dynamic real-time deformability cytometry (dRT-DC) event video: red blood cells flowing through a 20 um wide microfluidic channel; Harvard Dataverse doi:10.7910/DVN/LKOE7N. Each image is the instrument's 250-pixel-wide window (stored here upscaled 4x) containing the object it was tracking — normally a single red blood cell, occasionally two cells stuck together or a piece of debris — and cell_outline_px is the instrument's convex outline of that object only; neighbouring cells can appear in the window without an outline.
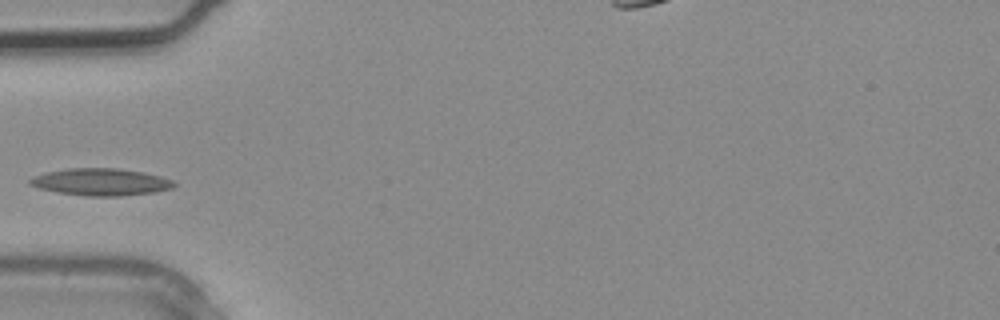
{"species": "common noctule bat (a hibernating species)", "species_latin": "Nyctalus noctula", "temperature_condition": "warm", "stored_images_in_passage": 3, "segment_of_instrument_passage": [1, 2], "camera_frame_rate_fps": 3000, "um_per_image_px": 0.085, "animal": {"sex": "male", "body_mass_g": 20.4}, "frame": {"image": 1, "passage_image": 2, "time_ms": 0.333, "image_size_px": [1000, 320], "cell_outline_px": [[176, 184], [172, 188], [156, 192], [120, 196], [88, 196], [60, 192], [40, 188], [28, 184], [28, 180], [32, 176], [44, 172], [68, 168], [116, 168], [144, 172], [160, 176], [172, 180]], "centroid_in_image_um": [8.56, 15.46], "position_along_channel_um": 76.4, "area_um2": 22.77}}